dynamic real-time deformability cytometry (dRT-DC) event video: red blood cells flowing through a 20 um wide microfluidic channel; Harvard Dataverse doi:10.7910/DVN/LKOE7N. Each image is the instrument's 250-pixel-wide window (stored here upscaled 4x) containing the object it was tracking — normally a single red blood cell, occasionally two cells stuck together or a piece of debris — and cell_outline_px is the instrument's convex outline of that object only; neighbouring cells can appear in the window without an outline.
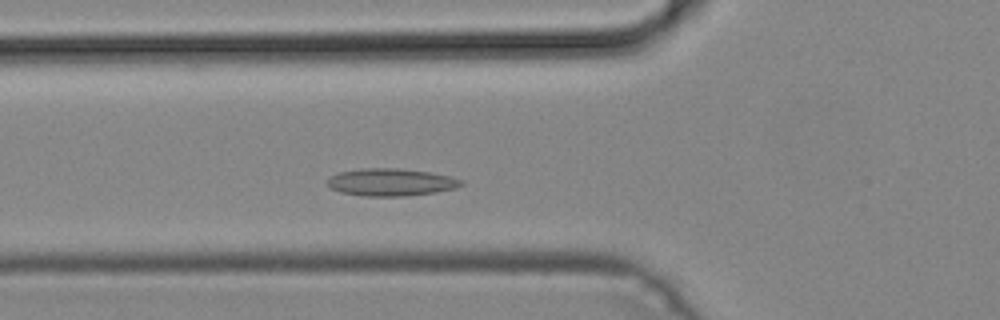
{"species": "common noctule bat (a hibernating species)", "species_latin": "Nyctalus noctula", "temperature_condition": "cold", "stored_images_in_passage": 37, "camera_frame_rate_fps": 3000, "um_per_image_px": 0.085, "animal": {"sex": "male", "body_mass_g": 19.2, "forearm_length_mm": 51.8}, "frame": {"image": 1, "passage_image": 5, "time_ms": 1.333, "image_size_px": [1000, 320], "cell_outline_px": [[464, 184], [456, 188], [436, 192], [404, 196], [364, 196], [340, 192], [328, 188], [328, 176], [336, 172], [360, 168], [396, 168], [428, 172], [452, 176], [464, 180]], "centroid_in_image_um": [33.2, 15.48], "position_along_channel_um": 92.6, "area_um2": 21.68}}
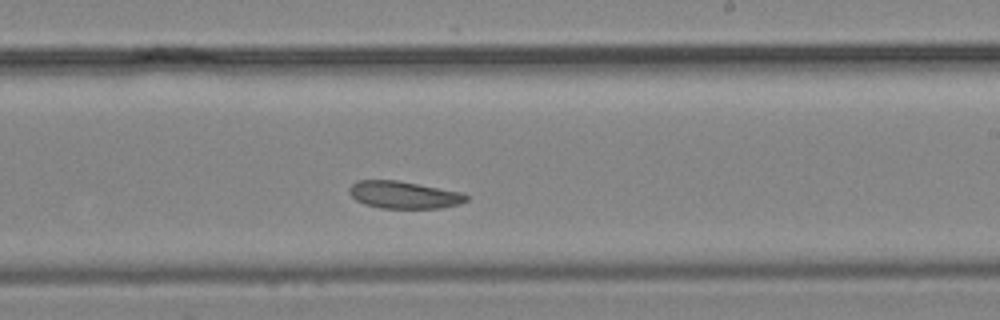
{"frame": {"image": 2, "passage_image": 17, "time_ms": 5.333, "image_size_px": [1000, 320], "cell_outline_px": [[468, 200], [460, 204], [440, 208], [380, 208], [364, 204], [356, 200], [348, 192], [348, 188], [356, 180], [396, 180], [464, 192], [468, 196]], "centroid_in_image_um": [34.33, 16.56], "position_along_channel_um": 254.7, "area_um2": 18.79}}
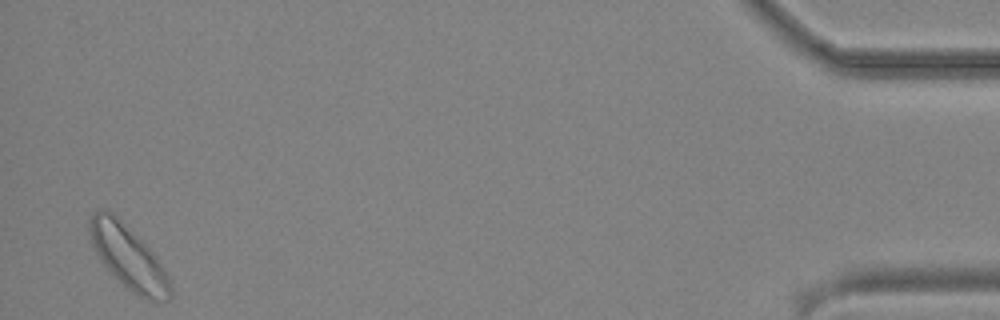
{"frame": {"image": 3, "passage_image": 36, "time_ms": 11.667, "image_size_px": [1000, 320], "cell_outline_px": [[172, 296], [168, 300], [148, 300], [132, 292], [104, 264], [96, 252], [92, 244], [88, 232], [88, 220], [92, 212], [104, 208], [112, 212], [156, 256], [164, 268], [168, 276], [172, 288]], "centroid_in_image_um": [10.9, 21.84], "position_along_channel_um": 424.3, "area_um2": 29.25}}